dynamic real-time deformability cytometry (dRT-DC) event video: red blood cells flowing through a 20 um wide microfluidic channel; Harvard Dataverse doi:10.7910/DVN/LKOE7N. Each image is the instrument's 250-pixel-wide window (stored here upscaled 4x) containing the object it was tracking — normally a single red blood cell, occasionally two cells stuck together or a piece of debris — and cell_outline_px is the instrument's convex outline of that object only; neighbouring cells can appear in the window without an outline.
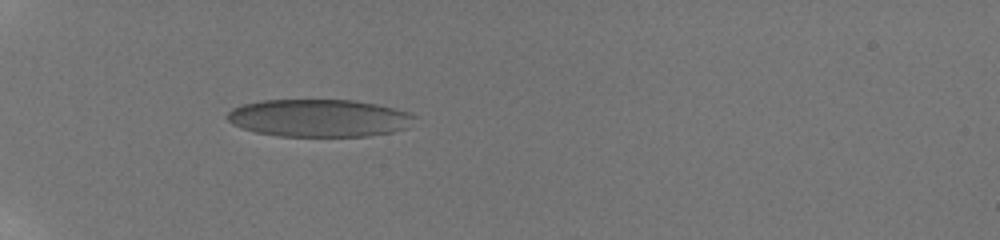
{"species": "human", "species_latin": "Homo sapiens", "temperature_condition": "room temperature", "stored_images_in_passage": 12, "camera_frame_rate_fps": 3000, "um_per_image_px": 0.085, "donor": {"sex": "male"}, "frame": {"image": 1, "passage_image": 1, "time_ms": 0.0, "image_size_px": [1000, 240], "cell_outline_px": [[416, 116], [408, 128], [392, 132], [368, 136], [280, 136], [256, 132], [240, 128], [232, 124], [224, 116], [232, 108], [244, 104], [264, 100], [356, 100], [376, 104], [408, 112]], "centroid_in_image_um": [27.1, 10.03], "position_along_channel_um": 57.9, "area_um2": 41.1}}